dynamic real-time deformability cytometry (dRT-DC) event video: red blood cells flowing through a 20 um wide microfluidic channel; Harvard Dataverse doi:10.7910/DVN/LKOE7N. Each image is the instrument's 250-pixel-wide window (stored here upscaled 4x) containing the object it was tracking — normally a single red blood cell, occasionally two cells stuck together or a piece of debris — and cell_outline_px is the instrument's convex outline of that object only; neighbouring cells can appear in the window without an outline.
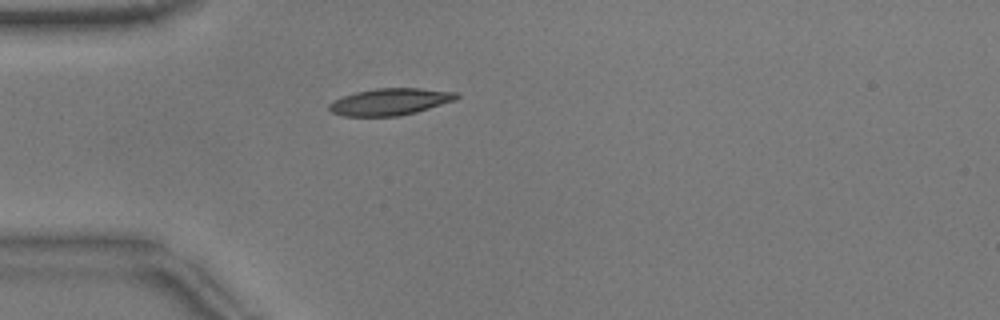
{"species": "common noctule bat (a hibernating species)", "species_latin": "Nyctalus noctula", "temperature_condition": "warm", "stored_images_in_passage": 39, "camera_frame_rate_fps": 3000, "um_per_image_px": 0.085, "animal": {"sex": "male", "body_mass_g": 17.9}, "frame": {"image": 1, "passage_image": 1, "time_ms": 0.0, "image_size_px": [1000, 320], "cell_outline_px": [[460, 96], [456, 100], [416, 112], [400, 116], [344, 116], [332, 112], [328, 108], [328, 104], [344, 96], [356, 92], [376, 88], [420, 88], [456, 92]], "centroid_in_image_um": [33.18, 8.65], "position_along_channel_um": 51.8, "area_um2": 19.83}}
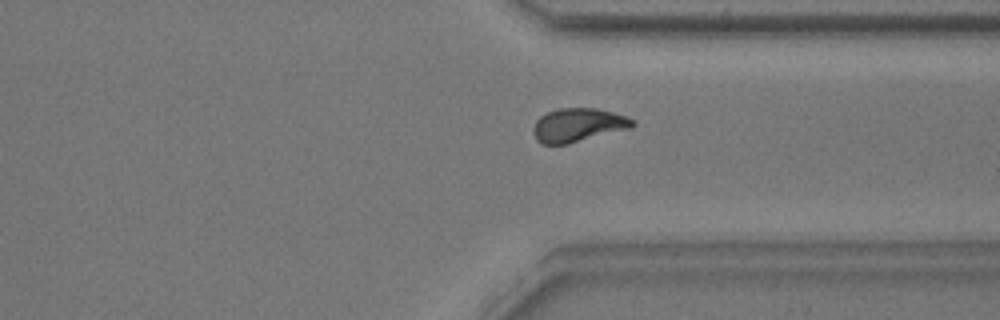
{"frame": {"image": 2, "passage_image": 26, "time_ms": 8.333, "image_size_px": [1000, 320], "cell_outline_px": [[636, 124], [632, 128], [568, 144], [540, 144], [536, 140], [532, 132], [532, 128], [536, 120], [540, 116], [556, 108], [596, 108], [612, 112], [636, 120]], "centroid_in_image_um": [49.12, 10.63], "position_along_channel_um": 362.3, "area_um2": 19.71}}
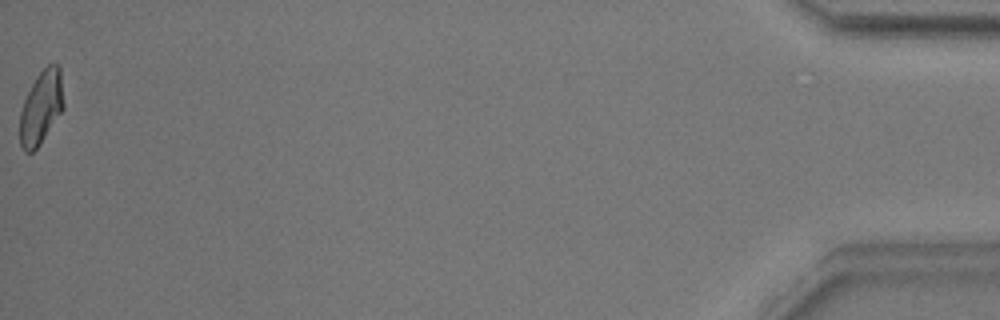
{"frame": {"image": 3, "passage_image": 39, "time_ms": 12.667, "image_size_px": [1000, 320], "cell_outline_px": [[64, 108], [40, 144], [32, 152], [24, 152], [20, 144], [20, 112], [24, 100], [36, 76], [48, 64], [60, 64], [64, 104]], "centroid_in_image_um": [3.51, 9.12], "position_along_channel_um": 431.7, "area_um2": 18.73}, "authors_computed_cell_mechanics": {"area_um2": 19.0162, "velocity_mm_per_s": 3.837, "shape_relaxation_time_tau1_ms": 6.5466, "shape_relaxation_time_tau2_ms": 2.0358, "deformation_change_tau1": 0.2043, "deformation_change_tau2": 0.0824}}